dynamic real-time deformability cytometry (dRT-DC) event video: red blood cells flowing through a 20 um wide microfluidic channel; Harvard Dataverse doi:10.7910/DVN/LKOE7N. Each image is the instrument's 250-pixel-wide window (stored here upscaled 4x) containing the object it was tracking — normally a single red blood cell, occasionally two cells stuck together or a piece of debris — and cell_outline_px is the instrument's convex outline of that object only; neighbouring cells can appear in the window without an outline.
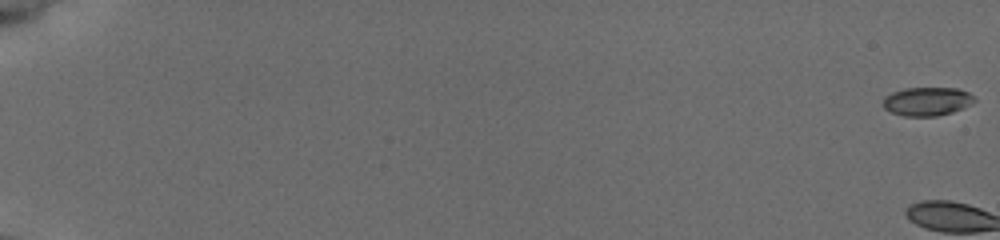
{"species": "common noctule bat (a hibernating species)", "species_latin": "Nyctalus noctula", "temperature_condition": "cold", "stored_images_in_passage": 4, "camera_frame_rate_fps": 3000, "um_per_image_px": 0.085, "animal": {"sex": "female", "body_mass_g": 19.5, "forearm_length_mm": 54.1}, "frame": {"image": 1, "passage_image": 1, "time_ms": 0.0, "image_size_px": [1000, 240], "cell_outline_px": [[976, 100], [972, 104], [952, 112], [936, 116], [904, 116], [892, 112], [884, 108], [884, 96], [892, 92], [904, 88], [956, 88], [968, 92]], "centroid_in_image_um": [78.8, 8.61], "position_along_channel_um": 6.2, "area_um2": 15.14}}